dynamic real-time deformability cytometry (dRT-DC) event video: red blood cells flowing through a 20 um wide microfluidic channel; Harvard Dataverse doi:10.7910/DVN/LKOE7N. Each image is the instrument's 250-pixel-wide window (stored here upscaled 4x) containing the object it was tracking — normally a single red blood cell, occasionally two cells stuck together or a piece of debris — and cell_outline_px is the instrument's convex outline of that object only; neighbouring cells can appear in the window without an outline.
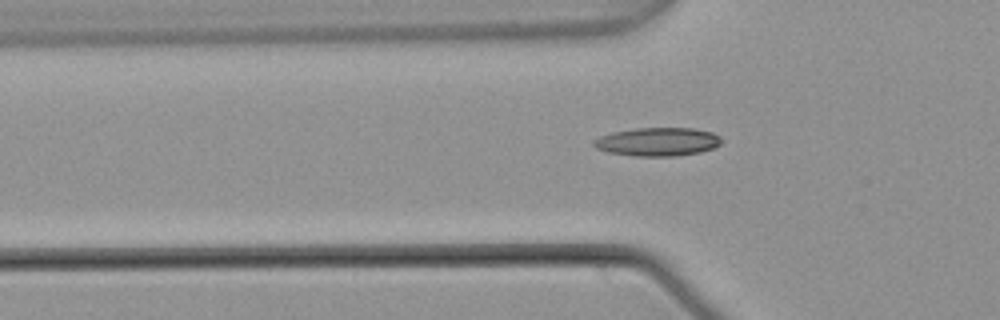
{"species": "common noctule bat (a hibernating species)", "species_latin": "Nyctalus noctula", "temperature_condition": "warm", "stored_images_in_passage": 41, "camera_frame_rate_fps": 3000, "um_per_image_px": 0.085, "animal": {"sex": "male", "body_mass_g": 21.5, "forearm_length_mm": 52.0}, "frame": {"image": 1, "passage_image": 7, "time_ms": 2.0, "image_size_px": [1000, 320], "cell_outline_px": [[720, 144], [712, 148], [700, 152], [676, 156], [636, 156], [608, 152], [596, 148], [592, 144], [592, 140], [600, 136], [612, 132], [636, 128], [692, 128], [712, 132], [720, 136]], "centroid_in_image_um": [55.87, 12.05], "position_along_channel_um": 69.9, "area_um2": 21.15}}
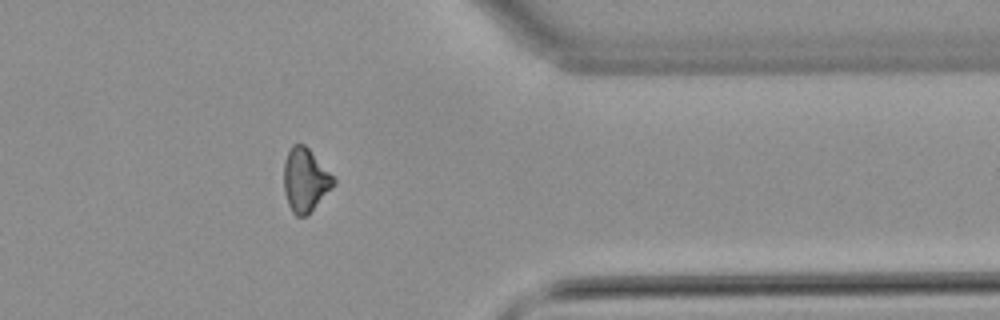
{"frame": {"image": 2, "passage_image": 33, "time_ms": 10.667, "image_size_px": [1000, 320], "cell_outline_px": [[336, 184], [304, 216], [296, 216], [292, 212], [288, 204], [284, 192], [284, 160], [292, 144], [304, 144], [308, 148], [336, 180]], "centroid_in_image_um": [25.92, 15.28], "position_along_channel_um": 385.5, "area_um2": 17.98}}
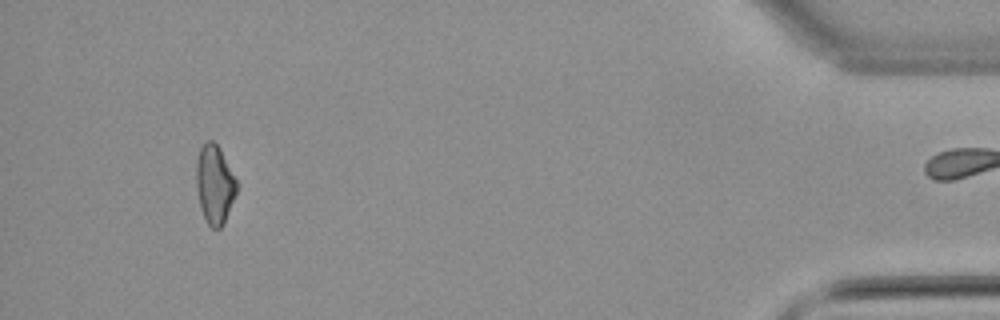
{"frame": {"image": 3, "passage_image": 40, "time_ms": 13.0, "image_size_px": [1000, 320], "cell_outline_px": [[236, 192], [224, 224], [220, 228], [212, 228], [208, 224], [200, 208], [196, 184], [196, 160], [200, 148], [208, 140], [212, 140], [220, 148], [236, 180]], "centroid_in_image_um": [18.22, 15.67], "position_along_channel_um": 417.0, "area_um2": 18.32}, "authors_computed_cell_mechanics": {"area_um2": 18.5538, "velocity_mm_per_s": 3.7986, "shape_relaxation_time_tau1_ms": 9.1584, "shape_relaxation_time_tau2_ms": 6.984, "deformation_change_tau1": 0.225, "deformation_change_tau2": 0.1631}}